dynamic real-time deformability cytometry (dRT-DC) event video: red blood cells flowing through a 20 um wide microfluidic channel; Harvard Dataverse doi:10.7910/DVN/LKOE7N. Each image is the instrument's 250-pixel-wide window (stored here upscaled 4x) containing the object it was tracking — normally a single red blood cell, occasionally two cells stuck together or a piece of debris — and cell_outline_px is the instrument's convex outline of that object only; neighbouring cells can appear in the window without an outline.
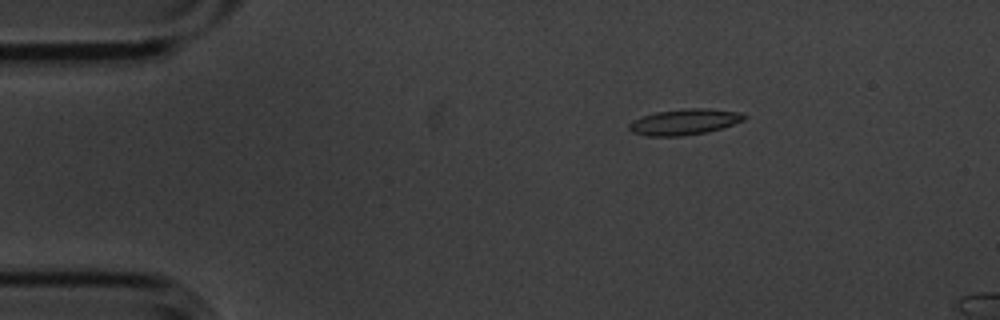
{"species": "common noctule bat (a hibernating species)", "species_latin": "Nyctalus noctula", "temperature_condition": "cold", "stored_images_in_passage": 5, "camera_frame_rate_fps": 3000, "um_per_image_px": 0.085, "animal": {"sex": "male", "body_mass_g": 20.1, "forearm_length_mm": 53.5}, "frame": {"image": 1, "passage_image": 3, "time_ms": 0.667, "image_size_px": [1000, 320], "cell_outline_px": [[748, 116], [744, 120], [724, 128], [708, 132], [684, 136], [648, 136], [632, 132], [628, 128], [628, 124], [632, 120], [656, 112], [684, 108], [708, 108], [740, 112]], "centroid_in_image_um": [58.21, 10.36], "position_along_channel_um": 26.8, "area_um2": 17.57}}
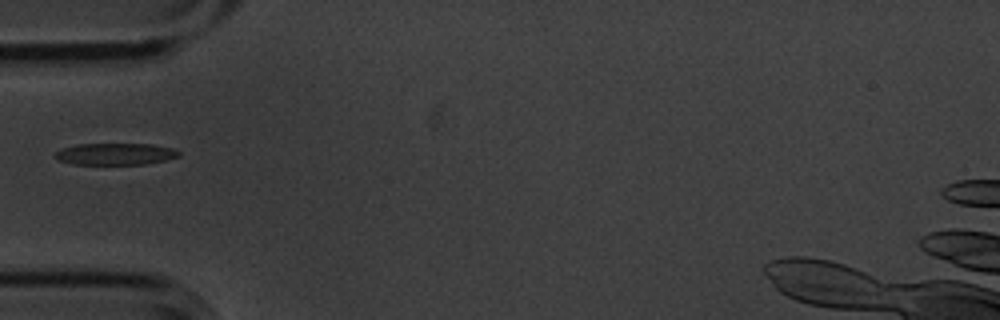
{"frame": {"image": 2, "passage_image": 5, "time_ms": 1.333, "image_size_px": [1000, 320], "cell_outline_px": [[180, 156], [164, 160], [144, 164], [72, 164], [56, 160], [52, 156], [60, 148], [76, 144], [152, 144], [172, 148], [180, 152]], "centroid_in_image_um": [9.73, 13.08], "position_along_channel_um": 75.3, "area_um2": 15.78}}